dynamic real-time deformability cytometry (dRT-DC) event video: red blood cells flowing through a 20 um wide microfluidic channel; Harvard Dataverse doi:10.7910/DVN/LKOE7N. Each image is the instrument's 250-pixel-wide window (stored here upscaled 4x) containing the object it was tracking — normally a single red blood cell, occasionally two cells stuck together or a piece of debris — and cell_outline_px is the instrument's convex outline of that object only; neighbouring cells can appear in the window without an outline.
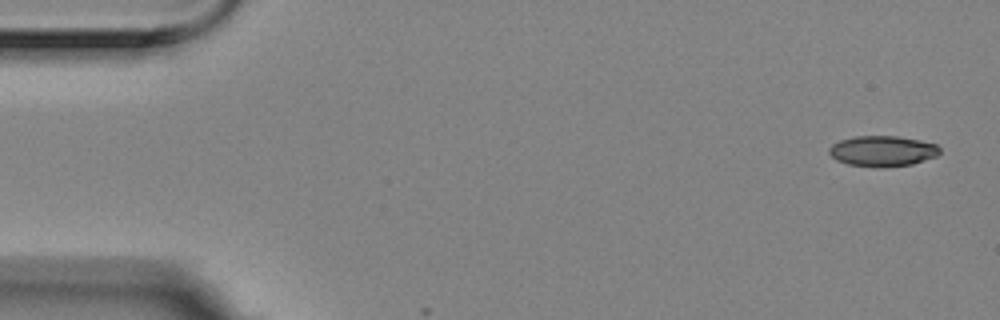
{"species": "Egyptian fruit bat (a non-hibernating species)", "species_latin": "Rousettus aegyptiacus", "temperature_condition": "room temperature", "stored_images_in_passage": 2, "camera_frame_rate_fps": 3000, "um_per_image_px": 0.085, "animal": {"sex": "female"}, "frame": {"image": 1, "passage_image": 1, "time_ms": 0.0, "image_size_px": [1000, 320], "cell_outline_px": [[940, 152], [936, 156], [912, 164], [848, 164], [836, 160], [828, 152], [828, 148], [832, 144], [840, 140], [856, 136], [896, 136], [920, 140], [936, 144], [940, 148]], "centroid_in_image_um": [75.01, 12.78], "position_along_channel_um": 10.0, "area_um2": 18.84}}